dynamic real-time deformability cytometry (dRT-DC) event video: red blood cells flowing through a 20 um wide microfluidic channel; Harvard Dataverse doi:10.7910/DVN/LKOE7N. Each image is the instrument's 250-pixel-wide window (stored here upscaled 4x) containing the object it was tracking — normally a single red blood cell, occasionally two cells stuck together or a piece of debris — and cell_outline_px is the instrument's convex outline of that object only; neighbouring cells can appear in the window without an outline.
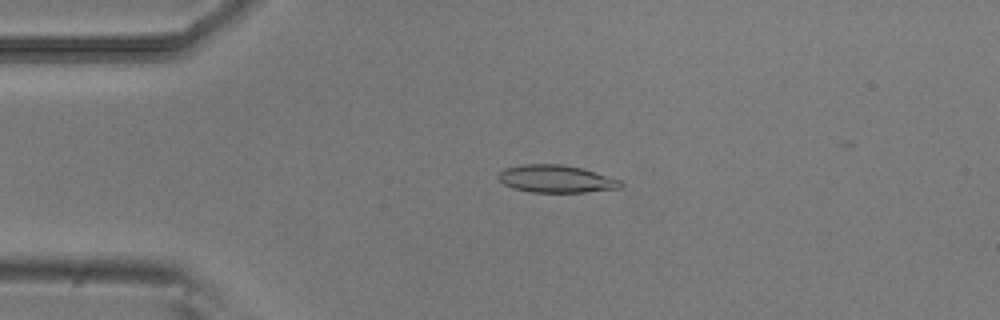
{"species": "common noctule bat (a hibernating species)", "species_latin": "Nyctalus noctula", "temperature_condition": "room temperature", "stored_images_in_passage": 52, "camera_frame_rate_fps": 3000, "um_per_image_px": 0.085, "animal": {"sex": "male", "body_mass_g": 20.5, "forearm_length_mm": 52.5}, "frame": {"image": 1, "passage_image": 12, "time_ms": 3.667, "image_size_px": [1000, 320], "cell_outline_px": [[624, 184], [620, 188], [584, 192], [532, 192], [512, 188], [504, 184], [500, 180], [500, 172], [504, 168], [520, 164], [560, 164], [580, 168], [608, 176], [620, 180]], "centroid_in_image_um": [47.26, 15.2], "position_along_channel_um": 37.7, "area_um2": 19.42}}
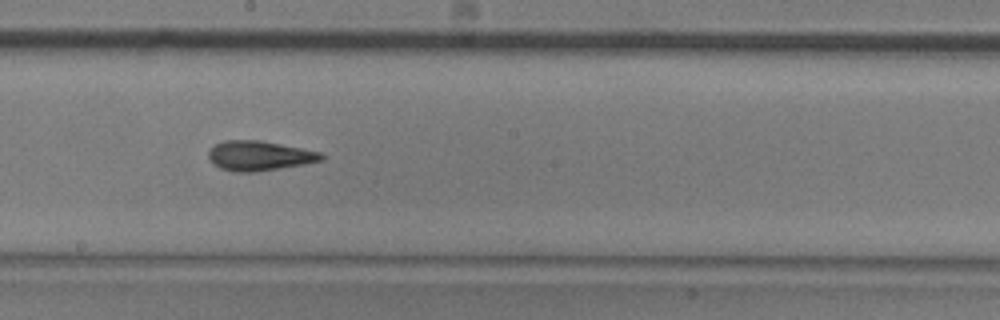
{"frame": {"image": 2, "passage_image": 29, "time_ms": 9.333, "image_size_px": [1000, 320], "cell_outline_px": [[324, 160], [304, 164], [256, 172], [236, 172], [220, 168], [212, 164], [208, 156], [208, 152], [216, 144], [224, 140], [260, 140], [320, 152], [324, 156]], "centroid_in_image_um": [22.02, 13.24], "position_along_channel_um": 226.2, "area_um2": 19.48}}
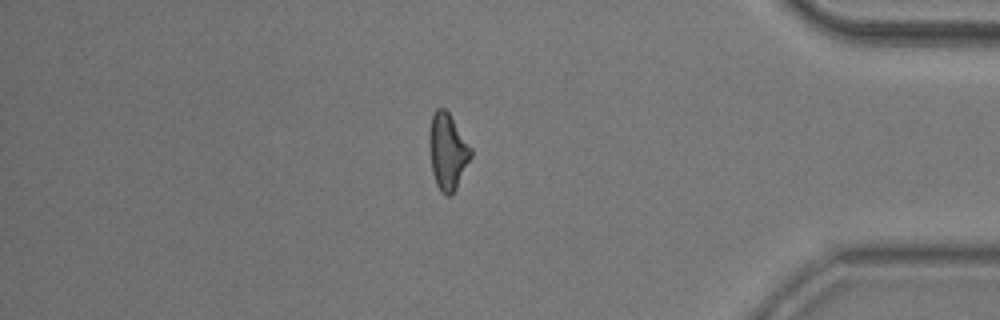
{"frame": {"image": 3, "passage_image": 45, "time_ms": 14.667, "image_size_px": [1000, 320], "cell_outline_px": [[472, 156], [456, 188], [448, 196], [440, 192], [436, 184], [432, 172], [428, 148], [428, 132], [432, 112], [436, 108], [444, 108], [448, 112], [472, 148]], "centroid_in_image_um": [38.01, 12.85], "position_along_channel_um": 397.2, "area_um2": 18.73}, "authors_computed_cell_mechanics": {"area_um2": 18.785, "velocity_mm_per_s": 3.8353, "shape_relaxation_time_tau1_ms": 5.0914, "shape_relaxation_time_tau2_ms": 2.9321, "deformation_change_tau1": 0.1609, "deformation_change_tau2": 0.1193}}